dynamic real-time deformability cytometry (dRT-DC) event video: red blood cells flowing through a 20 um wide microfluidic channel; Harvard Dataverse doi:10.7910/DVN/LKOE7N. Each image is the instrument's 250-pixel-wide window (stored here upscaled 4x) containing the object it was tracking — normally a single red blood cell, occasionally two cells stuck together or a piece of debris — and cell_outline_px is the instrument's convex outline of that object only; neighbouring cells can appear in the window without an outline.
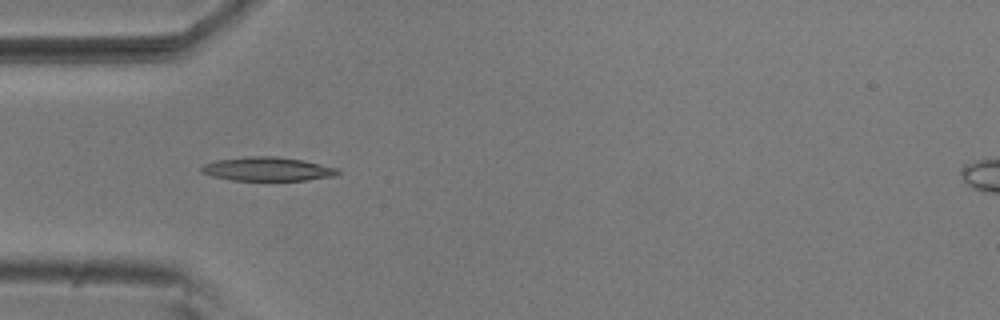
{"species": "common noctule bat (a hibernating species)", "species_latin": "Nyctalus noctula", "temperature_condition": "room temperature", "stored_images_in_passage": 5, "camera_frame_rate_fps": 3000, "um_per_image_px": 0.085, "animal": {"sex": "male", "body_mass_g": 20.5, "forearm_length_mm": 52.5}, "frame": {"image": 1, "passage_image": 4, "time_ms": 1.0, "image_size_px": [1000, 320], "cell_outline_px": [[340, 172], [336, 176], [304, 180], [232, 180], [212, 176], [200, 172], [200, 168], [204, 164], [216, 160], [248, 156], [276, 156], [304, 160], [336, 168]], "centroid_in_image_um": [22.71, 14.36], "position_along_channel_um": 62.3, "area_um2": 18.9}}
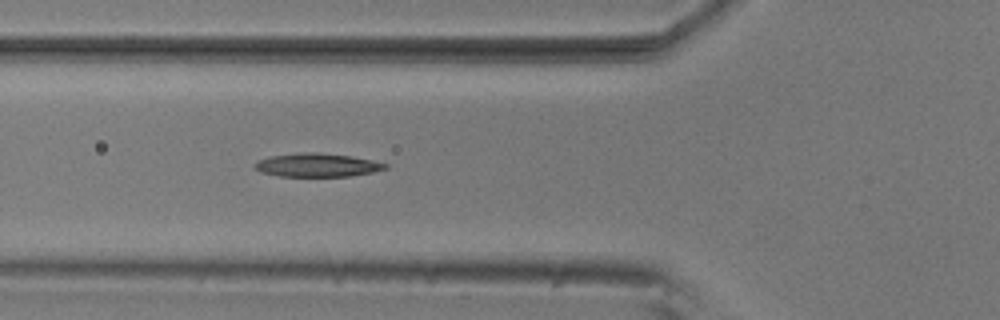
{"frame": {"image": 2, "passage_image": 5, "time_ms": 1.333, "image_size_px": [1000, 320], "cell_outline_px": [[388, 168], [372, 172], [352, 176], [280, 176], [260, 172], [252, 168], [252, 164], [268, 156], [304, 152], [316, 152], [352, 156], [372, 160], [388, 164]], "centroid_in_image_um": [26.93, 14.03], "position_along_channel_um": 98.9, "area_um2": 17.98}}